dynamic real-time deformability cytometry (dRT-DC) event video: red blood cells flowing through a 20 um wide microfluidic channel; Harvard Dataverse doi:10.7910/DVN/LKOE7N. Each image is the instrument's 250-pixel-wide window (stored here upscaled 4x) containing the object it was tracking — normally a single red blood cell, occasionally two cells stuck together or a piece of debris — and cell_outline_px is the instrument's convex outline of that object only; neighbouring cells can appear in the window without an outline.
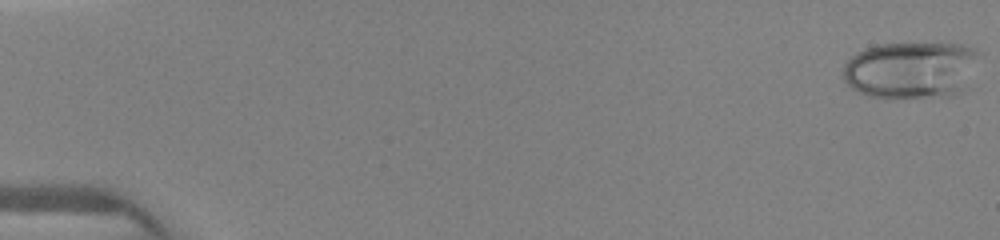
{"species": "human", "species_latin": "Homo sapiens", "temperature_condition": "warm", "stored_images_in_passage": 17, "camera_frame_rate_fps": 3000, "um_per_image_px": 0.085, "donor": {"sex": "female"}, "frame": {"image": 1, "passage_image": 1, "time_ms": 0.0, "image_size_px": [1000, 240], "cell_outline_px": [[984, 56], [960, 92], [952, 96], [872, 96], [860, 92], [852, 88], [844, 80], [844, 64], [852, 56], [868, 48], [880, 44], [964, 44], [976, 48]], "centroid_in_image_um": [77.53, 5.91], "position_along_channel_um": 7.5, "area_um2": 44.8}}
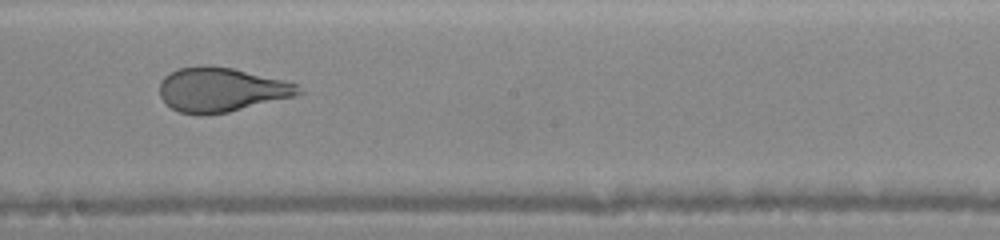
{"frame": {"image": 2, "passage_image": 15, "time_ms": 8.667, "image_size_px": [1000, 240], "cell_outline_px": [[304, 92], [296, 96], [228, 112], [200, 116], [196, 116], [180, 112], [172, 108], [160, 96], [160, 80], [168, 72], [180, 68], [200, 64], [208, 64], [232, 68], [284, 80], [296, 84]], "centroid_in_image_um": [18.78, 7.62], "position_along_channel_um": 229.4, "area_um2": 36.18}}
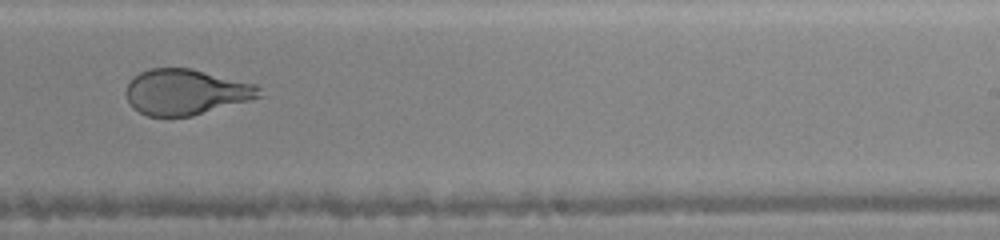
{"frame": {"image": 3, "passage_image": 16, "time_ms": 9.667, "image_size_px": [1000, 240], "cell_outline_px": [[264, 96], [192, 116], [148, 116], [132, 108], [124, 92], [128, 84], [140, 72], [152, 68], [192, 68], [256, 84], [260, 88]], "centroid_in_image_um": [15.82, 7.82], "position_along_channel_um": 273.2, "area_um2": 35.43}}